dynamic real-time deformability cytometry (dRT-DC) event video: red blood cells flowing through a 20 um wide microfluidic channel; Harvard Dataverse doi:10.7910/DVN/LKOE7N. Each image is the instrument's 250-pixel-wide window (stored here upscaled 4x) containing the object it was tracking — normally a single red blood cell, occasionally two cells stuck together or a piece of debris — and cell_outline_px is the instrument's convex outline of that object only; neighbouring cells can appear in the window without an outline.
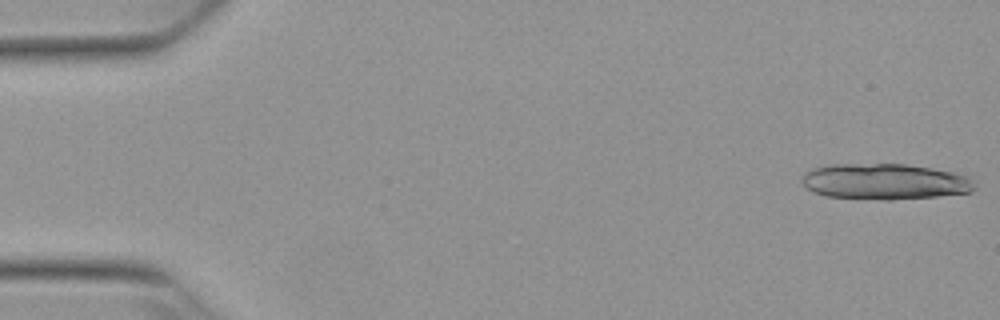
{"species": "Egyptian fruit bat (a non-hibernating species)", "species_latin": "Rousettus aegyptiacus", "temperature_condition": "warm", "stored_images_in_passage": 15, "camera_frame_rate_fps": 3000, "um_per_image_px": 0.085, "animal": {"sex": "female"}, "frame": {"image": 1, "passage_image": 1, "time_ms": 0.0, "image_size_px": [1000, 320], "cell_outline_px": [[976, 188], [972, 192], [936, 196], [892, 200], [884, 200], [828, 196], [812, 192], [800, 180], [812, 168], [828, 164], [908, 164], [932, 168], [952, 172], [968, 176]], "centroid_in_image_um": [75.21, 15.43], "position_along_channel_um": 9.8, "area_um2": 36.07}}